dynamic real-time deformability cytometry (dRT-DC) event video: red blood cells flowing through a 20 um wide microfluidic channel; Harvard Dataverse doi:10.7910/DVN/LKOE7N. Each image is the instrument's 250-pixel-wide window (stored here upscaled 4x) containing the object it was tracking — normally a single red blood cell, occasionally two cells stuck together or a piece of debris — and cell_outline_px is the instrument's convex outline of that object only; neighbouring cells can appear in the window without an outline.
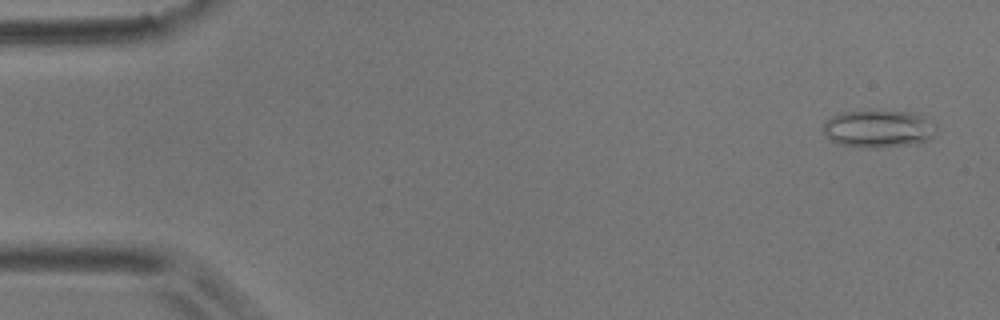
{"species": "common noctule bat (a hibernating species)", "species_latin": "Nyctalus noctula", "temperature_condition": "room temperature", "stored_images_in_passage": 3, "camera_frame_rate_fps": 3000, "um_per_image_px": 0.085, "animal": {"sex": "male", "body_mass_g": 17.9}, "frame": {"image": 1, "passage_image": 1, "time_ms": 0.0, "image_size_px": [1000, 320], "cell_outline_px": [[936, 132], [928, 140], [908, 144], [876, 148], [860, 148], [836, 144], [824, 132], [824, 120], [840, 112], [912, 112], [924, 116], [936, 124]], "centroid_in_image_um": [74.66, 10.96], "position_along_channel_um": 10.3, "area_um2": 24.57}}